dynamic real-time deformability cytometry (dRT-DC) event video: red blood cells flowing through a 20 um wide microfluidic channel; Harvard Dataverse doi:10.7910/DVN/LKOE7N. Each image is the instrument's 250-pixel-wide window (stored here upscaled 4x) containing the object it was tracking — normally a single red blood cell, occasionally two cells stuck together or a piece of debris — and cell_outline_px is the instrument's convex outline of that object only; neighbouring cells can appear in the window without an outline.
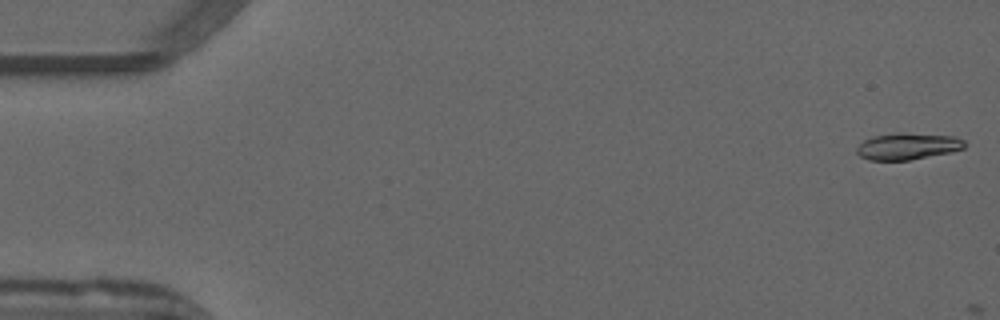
{"species": "common noctule bat (a hibernating species)", "species_latin": "Nyctalus noctula", "temperature_condition": "warm", "stored_images_in_passage": 4, "camera_frame_rate_fps": 3000, "um_per_image_px": 0.085, "animal": {"sex": "male", "forearm_length_mm": 52.5}, "frame": {"image": 1, "passage_image": 1, "time_ms": 0.0, "image_size_px": [1000, 320], "cell_outline_px": [[964, 148], [952, 152], [908, 160], [868, 160], [860, 156], [856, 152], [856, 148], [864, 140], [872, 136], [900, 132], [952, 136], [964, 140]], "centroid_in_image_um": [77.12, 12.43], "position_along_channel_um": 7.9, "area_um2": 16.7}}